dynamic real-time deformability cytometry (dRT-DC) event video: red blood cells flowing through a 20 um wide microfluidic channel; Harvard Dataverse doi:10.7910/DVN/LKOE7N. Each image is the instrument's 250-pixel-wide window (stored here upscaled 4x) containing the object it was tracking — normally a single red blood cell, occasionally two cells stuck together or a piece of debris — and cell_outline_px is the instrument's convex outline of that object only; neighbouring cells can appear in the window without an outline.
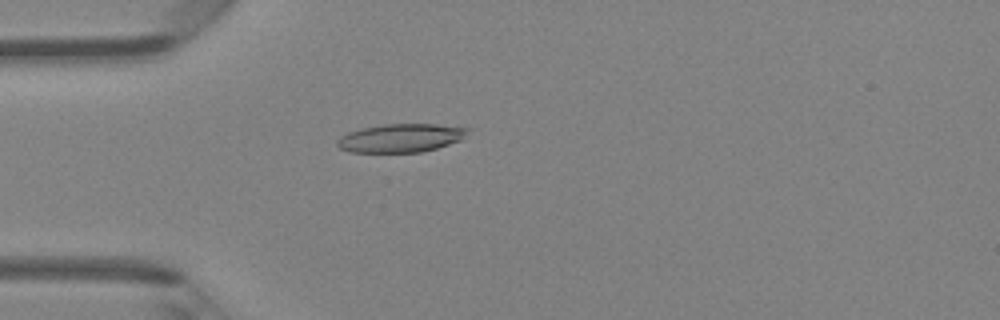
{"species": "Egyptian fruit bat (a non-hibernating species)", "species_latin": "Rousettus aegyptiacus", "temperature_condition": "room temperature", "stored_images_in_passage": 47, "camera_frame_rate_fps": 3000, "um_per_image_px": 0.085, "animal": {"sex": "female"}, "frame": {"image": 1, "passage_image": 13, "time_ms": 4.0, "image_size_px": [1000, 320], "cell_outline_px": [[468, 128], [460, 140], [436, 148], [420, 152], [348, 152], [340, 148], [336, 144], [336, 140], [340, 136], [348, 132], [364, 128], [384, 124], [436, 124]], "centroid_in_image_um": [33.99, 11.73], "position_along_channel_um": 51.0, "area_um2": 21.33}}
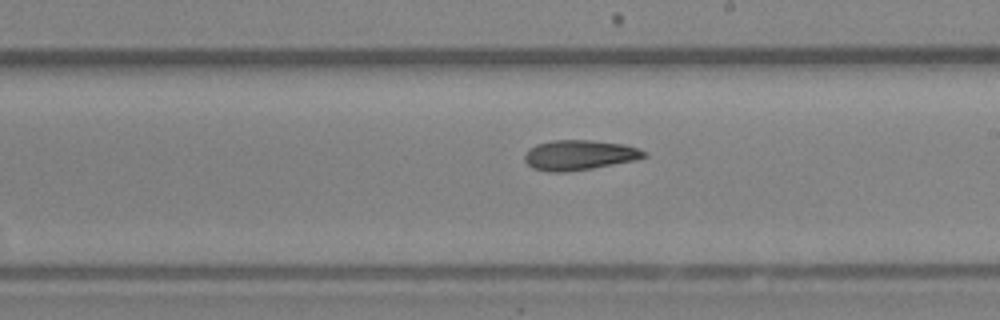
{"frame": {"image": 2, "passage_image": 27, "time_ms": 8.667, "image_size_px": [1000, 320], "cell_outline_px": [[648, 156], [636, 160], [592, 168], [564, 172], [548, 172], [532, 168], [524, 160], [524, 156], [528, 148], [536, 144], [552, 140], [592, 140], [624, 144], [648, 152]], "centroid_in_image_um": [49.23, 13.18], "position_along_channel_um": 239.8, "area_um2": 21.04}}
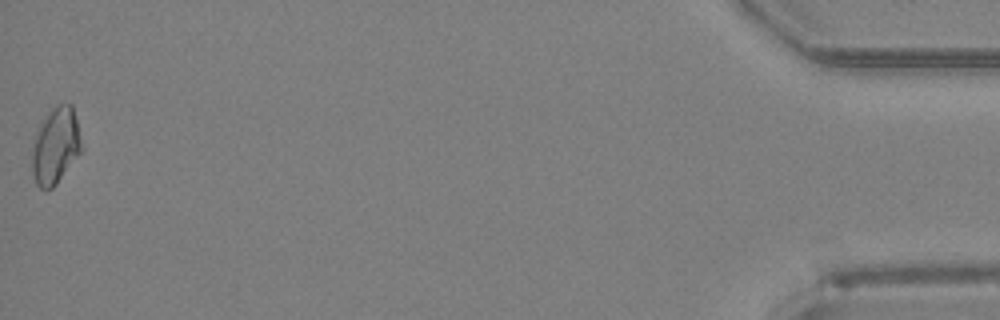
{"frame": {"image": 3, "passage_image": 47, "time_ms": 15.333, "image_size_px": [1000, 320], "cell_outline_px": [[84, 148], [56, 184], [52, 188], [40, 188], [36, 184], [32, 172], [32, 140], [40, 124], [48, 112], [56, 104], [72, 104]], "centroid_in_image_um": [4.72, 12.38], "position_along_channel_um": 430.5, "area_um2": 22.14}, "authors_computed_cell_mechanics": {"area_um2": 20.9236, "velocity_mm_per_s": 4.2827, "shape_relaxation_time_tau1_ms": null, "shape_relaxation_time_tau2_ms": 5.986, "deformation_change_tau1": null, "deformation_change_tau2": 0.1429}}